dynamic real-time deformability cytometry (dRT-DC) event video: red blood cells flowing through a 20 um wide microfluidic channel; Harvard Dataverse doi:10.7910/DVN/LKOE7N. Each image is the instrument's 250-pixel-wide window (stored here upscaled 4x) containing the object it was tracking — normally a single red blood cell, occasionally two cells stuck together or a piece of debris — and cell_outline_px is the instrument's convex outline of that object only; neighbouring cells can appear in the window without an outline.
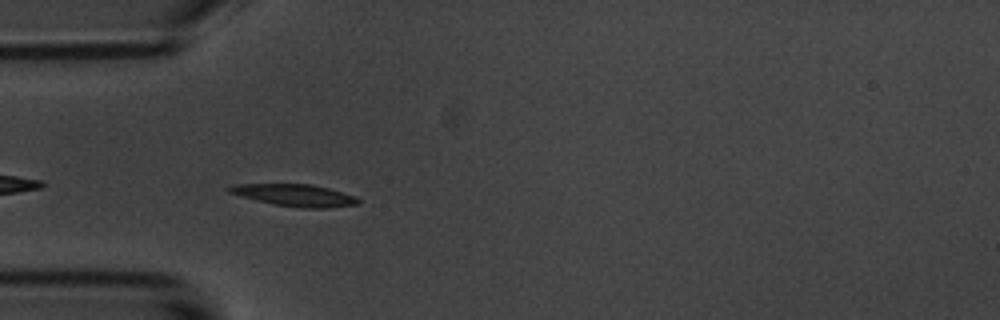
{"species": "common noctule bat (a hibernating species)", "species_latin": "Nyctalus noctula", "temperature_condition": "room temperature", "stored_images_in_passage": 17, "camera_frame_rate_fps": 3000, "um_per_image_px": 0.085, "animal": {"sex": "male", "body_mass_g": 20.1, "forearm_length_mm": 53.5}, "frame": {"image": 1, "passage_image": 3, "time_ms": 0.667, "image_size_px": [1000, 320], "cell_outline_px": [[360, 204], [328, 208], [304, 208], [272, 204], [256, 200], [228, 192], [224, 188], [236, 184], [312, 184], [328, 188], [356, 196], [360, 200]], "centroid_in_image_um": [25.08, 16.59], "position_along_channel_um": 59.9, "area_um2": 16.59}}
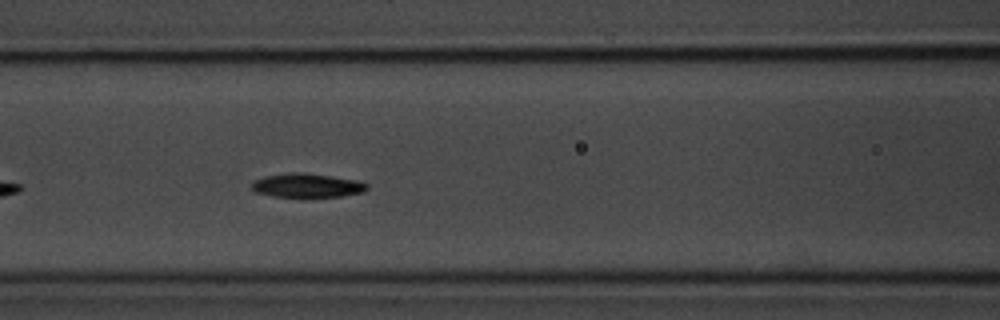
{"frame": {"image": 2, "passage_image": 10, "time_ms": 3.0, "image_size_px": [1000, 320], "cell_outline_px": [[368, 188], [364, 192], [340, 196], [272, 196], [256, 192], [252, 188], [252, 184], [256, 180], [264, 176], [288, 172], [304, 172], [356, 180], [368, 184]], "centroid_in_image_um": [26.1, 15.75], "position_along_channel_um": 140.5, "area_um2": 15.84}}